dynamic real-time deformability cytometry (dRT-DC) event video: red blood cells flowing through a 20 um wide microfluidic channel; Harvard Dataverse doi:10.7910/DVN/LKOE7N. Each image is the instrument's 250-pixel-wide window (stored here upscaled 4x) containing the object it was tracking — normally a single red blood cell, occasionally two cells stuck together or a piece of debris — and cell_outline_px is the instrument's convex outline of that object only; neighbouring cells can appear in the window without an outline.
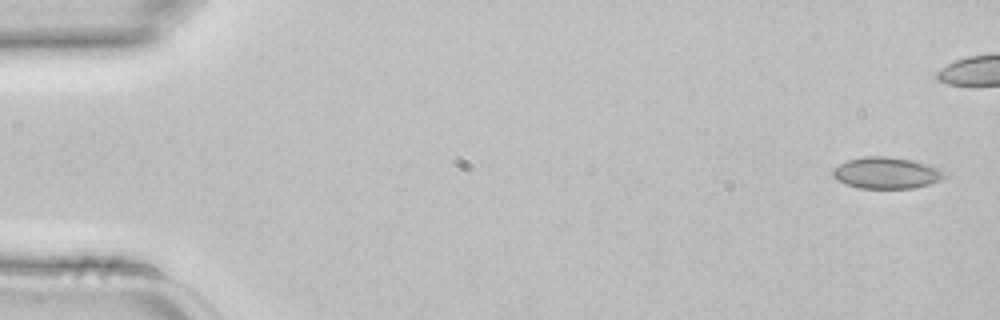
{"species": "common noctule bat (a hibernating species)", "species_latin": "Nyctalus noctula", "temperature_condition": "room temperature", "stored_images_in_passage": 3, "camera_frame_rate_fps": 3000, "um_per_image_px": 0.085, "animal": {"sex": "female", "body_mass_g": 22.7, "forearm_length_mm": 54.2}, "frame": {"image": 1, "passage_image": 1, "time_ms": 0.0, "image_size_px": [1000, 320], "cell_outline_px": [[948, 176], [940, 180], [928, 184], [912, 188], [860, 188], [844, 184], [836, 180], [832, 176], [832, 168], [848, 160], [864, 156], [888, 156], [928, 164], [940, 168]], "centroid_in_image_um": [75.32, 14.7], "position_along_channel_um": 9.7, "area_um2": 20.52}}